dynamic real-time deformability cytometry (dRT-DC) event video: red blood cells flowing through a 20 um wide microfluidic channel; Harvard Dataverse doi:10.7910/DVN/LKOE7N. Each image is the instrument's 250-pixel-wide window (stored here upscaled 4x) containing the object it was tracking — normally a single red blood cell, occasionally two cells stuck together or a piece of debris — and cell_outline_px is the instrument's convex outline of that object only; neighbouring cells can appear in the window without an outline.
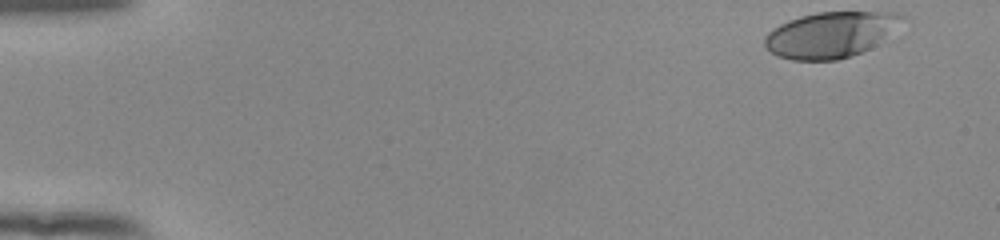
{"species": "human", "species_latin": "Homo sapiens", "temperature_condition": "room temperature", "stored_images_in_passage": 14, "camera_frame_rate_fps": 3000, "um_per_image_px": 0.085, "donor": {"sex": "female"}, "frame": {"image": 1, "passage_image": 1, "time_ms": 0.0, "image_size_px": [1000, 240], "cell_outline_px": [[904, 20], [880, 44], [852, 56], [836, 60], [792, 60], [776, 56], [764, 44], [764, 36], [772, 28], [788, 20], [800, 16], [816, 12], [900, 12], [904, 16]], "centroid_in_image_um": [70.62, 2.95], "position_along_channel_um": 14.4, "area_um2": 36.99}}
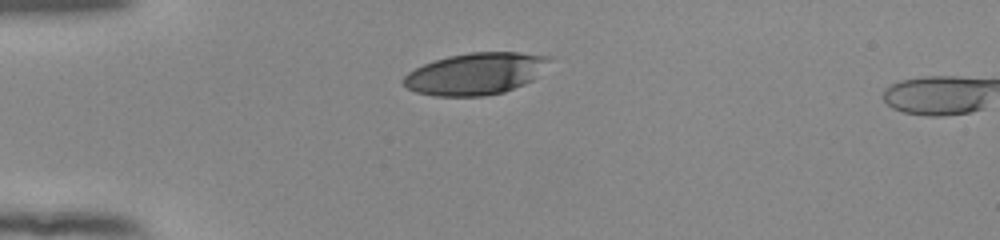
{"frame": {"image": 2, "passage_image": 12, "time_ms": 3.667, "image_size_px": [1000, 240], "cell_outline_px": [[552, 60], [532, 80], [524, 84], [504, 92], [484, 96], [436, 96], [416, 92], [408, 88], [400, 80], [408, 72], [424, 64], [448, 56], [468, 52], [516, 52], [552, 56]], "centroid_in_image_um": [40.42, 6.26], "position_along_channel_um": 44.6, "area_um2": 35.55}}